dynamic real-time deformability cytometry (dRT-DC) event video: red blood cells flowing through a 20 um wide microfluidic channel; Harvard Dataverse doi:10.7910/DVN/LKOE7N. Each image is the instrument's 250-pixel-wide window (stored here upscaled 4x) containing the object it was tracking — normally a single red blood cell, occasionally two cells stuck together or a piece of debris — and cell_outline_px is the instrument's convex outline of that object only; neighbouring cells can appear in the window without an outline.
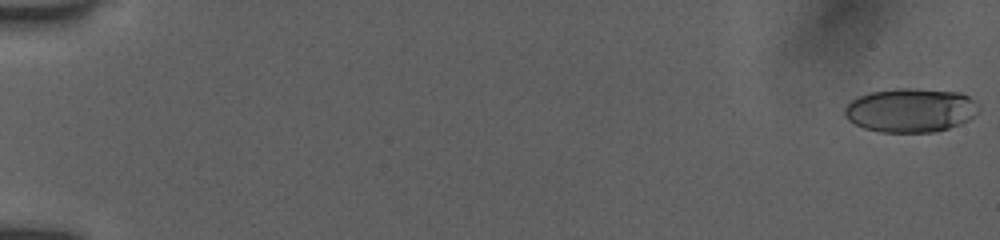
{"species": "human", "species_latin": "Homo sapiens", "temperature_condition": "room temperature", "stored_images_in_passage": 54, "camera_frame_rate_fps": 3000, "um_per_image_px": 0.085, "donor": {"sex": "female"}, "frame": {"image": 1, "passage_image": 1, "time_ms": 0.0, "image_size_px": [1000, 240], "cell_outline_px": [[980, 112], [968, 120], [960, 124], [936, 132], [880, 132], [864, 128], [848, 120], [844, 116], [844, 108], [852, 100], [860, 96], [872, 92], [896, 88], [916, 88], [960, 92], [968, 96], [980, 108]], "centroid_in_image_um": [77.41, 9.37], "position_along_channel_um": 7.6, "area_um2": 34.45}}
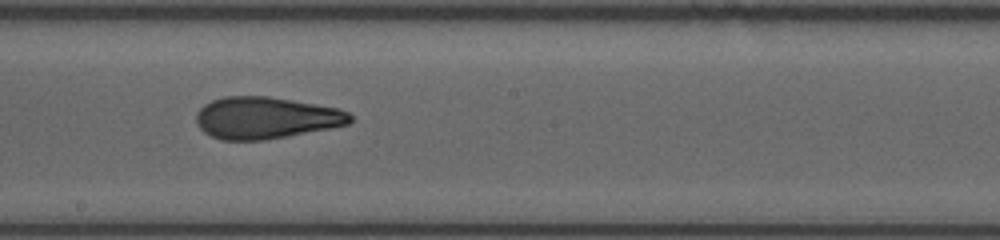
{"frame": {"image": 2, "passage_image": 32, "time_ms": 10.333, "image_size_px": [1000, 240], "cell_outline_px": [[352, 120], [348, 124], [328, 128], [264, 140], [220, 140], [204, 132], [196, 124], [196, 112], [204, 104], [212, 100], [224, 96], [268, 96], [340, 108], [348, 112], [352, 116]], "centroid_in_image_um": [22.56, 10.01], "position_along_channel_um": 225.6, "area_um2": 37.45}}
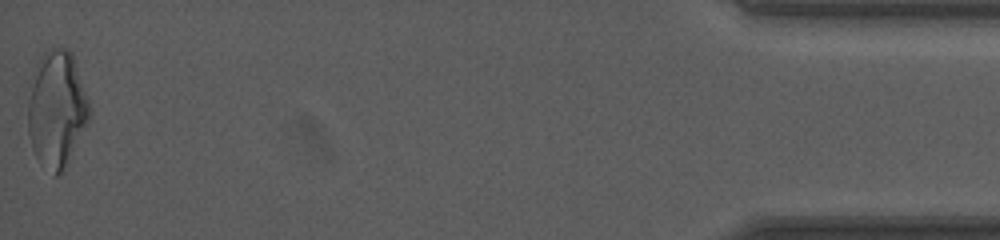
{"frame": {"image": 3, "passage_image": 54, "time_ms": 17.667, "image_size_px": [1000, 240], "cell_outline_px": [[92, 116], [68, 164], [56, 176], [52, 176], [40, 164], [32, 148], [28, 132], [28, 80], [40, 56], [48, 48], [68, 48], [72, 52], [92, 108]], "centroid_in_image_um": [4.82, 9.26], "position_along_channel_um": 430.4, "area_um2": 43.06}, "authors_computed_cell_mechanics": {"area_um2": 36.7319, "velocity_mm_per_s": 3.9474, "shape_relaxation_time_tau1_ms": null, "shape_relaxation_time_tau2_ms": 1.7683, "deformation_change_tau1": null, "deformation_change_tau2": 0.1053}}